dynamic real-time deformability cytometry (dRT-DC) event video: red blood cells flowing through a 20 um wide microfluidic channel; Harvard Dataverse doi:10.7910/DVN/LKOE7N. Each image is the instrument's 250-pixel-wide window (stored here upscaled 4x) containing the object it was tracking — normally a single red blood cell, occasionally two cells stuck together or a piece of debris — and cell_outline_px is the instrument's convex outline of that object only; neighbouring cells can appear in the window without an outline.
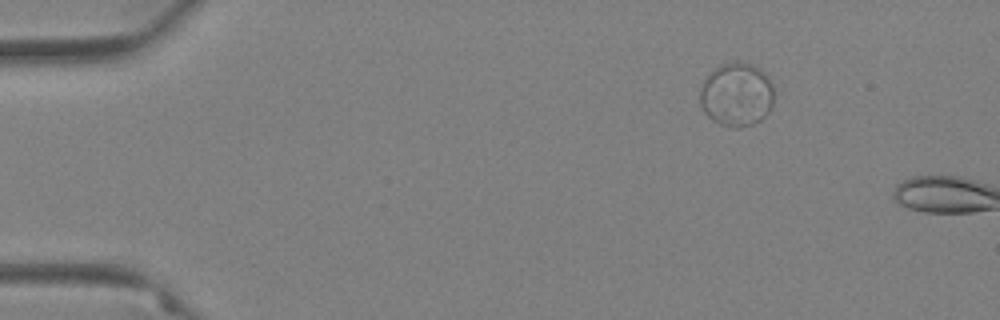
{"species": "Egyptian fruit bat (a non-hibernating species)", "species_latin": "Rousettus aegyptiacus", "temperature_condition": "warm", "stored_images_in_passage": 3, "camera_frame_rate_fps": 3000, "um_per_image_px": 0.085, "animal": {"sex": "female"}, "frame": {"image": 1, "passage_image": 1, "time_ms": 0.0, "image_size_px": [1000, 320], "cell_outline_px": [[772, 104], [768, 112], [760, 120], [752, 124], [736, 128], [720, 124], [712, 120], [704, 112], [700, 104], [700, 88], [704, 80], [716, 68], [724, 64], [736, 60], [752, 64], [760, 68], [772, 84]], "centroid_in_image_um": [62.59, 8.04], "position_along_channel_um": 22.4, "area_um2": 27.28}}